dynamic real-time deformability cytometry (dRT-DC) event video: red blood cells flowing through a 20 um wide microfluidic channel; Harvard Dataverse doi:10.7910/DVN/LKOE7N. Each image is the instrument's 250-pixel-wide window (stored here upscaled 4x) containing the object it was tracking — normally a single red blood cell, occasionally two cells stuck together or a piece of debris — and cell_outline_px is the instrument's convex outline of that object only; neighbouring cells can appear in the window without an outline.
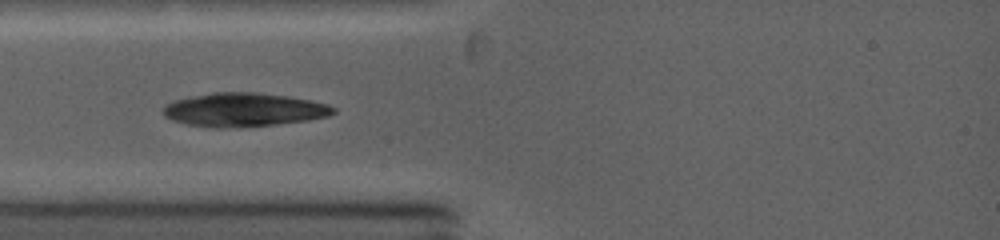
{"species": "common noctule bat (a hibernating species)", "species_latin": "Nyctalus noctula", "temperature_condition": "warm", "stored_images_in_passage": 28, "camera_frame_rate_fps": 5000, "um_per_image_px": 0.085, "animal": {"sex": "female", "body_mass_g": 19.0, "forearm_length_mm": 53.3}, "frame": {"image": 1, "passage_image": 1, "time_ms": 0.0, "image_size_px": [1000, 240], "cell_outline_px": [[336, 112], [328, 116], [308, 120], [276, 124], [240, 128], [216, 128], [188, 124], [172, 120], [164, 116], [164, 104], [176, 100], [192, 96], [212, 92], [256, 92], [288, 96], [328, 104], [336, 108]], "centroid_in_image_um": [20.73, 9.33], "position_along_channel_um": 64.3, "area_um2": 33.47}}
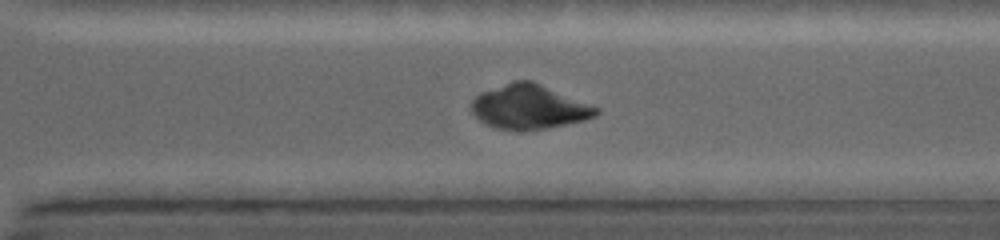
{"frame": {"image": 2, "passage_image": 21, "time_ms": 6.2, "image_size_px": [1000, 240], "cell_outline_px": [[600, 112], [596, 116], [584, 120], [548, 128], [496, 128], [480, 120], [472, 112], [472, 100], [480, 92], [512, 80], [532, 80], [600, 108]], "centroid_in_image_um": [45.0, 9.04], "position_along_channel_um": 325.6, "area_um2": 31.73}}
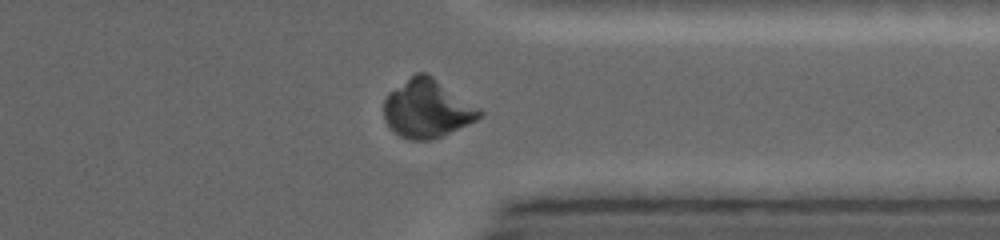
{"frame": {"image": 3, "passage_image": 25, "time_ms": 7.4, "image_size_px": [1000, 240], "cell_outline_px": [[484, 116], [468, 124], [432, 140], [408, 140], [392, 132], [384, 120], [384, 100], [388, 92], [416, 72], [428, 72], [480, 108], [484, 112]], "centroid_in_image_um": [36.3, 9.23], "position_along_channel_um": 375.1, "area_um2": 32.89}}